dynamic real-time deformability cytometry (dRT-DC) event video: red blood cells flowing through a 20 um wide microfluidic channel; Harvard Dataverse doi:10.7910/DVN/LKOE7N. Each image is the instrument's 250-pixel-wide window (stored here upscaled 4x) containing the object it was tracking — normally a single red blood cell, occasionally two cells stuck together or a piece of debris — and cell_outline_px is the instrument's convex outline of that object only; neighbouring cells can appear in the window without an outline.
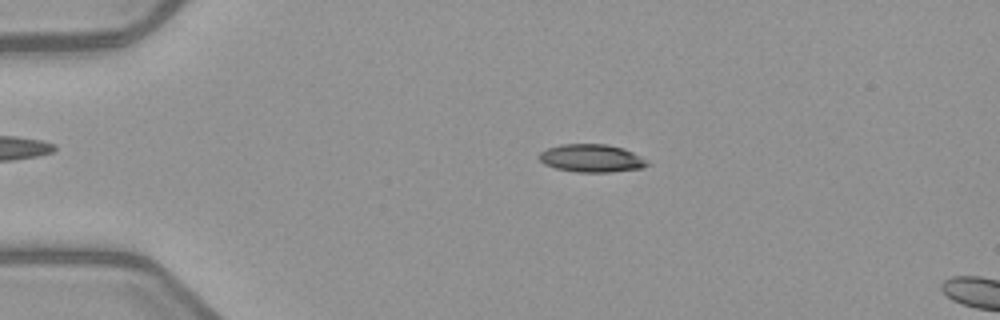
{"species": "common noctule bat (a hibernating species)", "species_latin": "Nyctalus noctula", "temperature_condition": "warm", "stored_images_in_passage": 3, "camera_frame_rate_fps": 3000, "um_per_image_px": 0.085, "animal": {"sex": "female", "body_mass_g": 21.9}, "frame": {"image": 1, "passage_image": 2, "time_ms": 1.0, "image_size_px": [1000, 320], "cell_outline_px": [[652, 164], [640, 168], [608, 172], [576, 172], [556, 168], [544, 164], [536, 156], [540, 152], [548, 148], [560, 144], [608, 144], [624, 148], [640, 156]], "centroid_in_image_um": [50.26, 13.44], "position_along_channel_um": 34.7, "area_um2": 17.63}}